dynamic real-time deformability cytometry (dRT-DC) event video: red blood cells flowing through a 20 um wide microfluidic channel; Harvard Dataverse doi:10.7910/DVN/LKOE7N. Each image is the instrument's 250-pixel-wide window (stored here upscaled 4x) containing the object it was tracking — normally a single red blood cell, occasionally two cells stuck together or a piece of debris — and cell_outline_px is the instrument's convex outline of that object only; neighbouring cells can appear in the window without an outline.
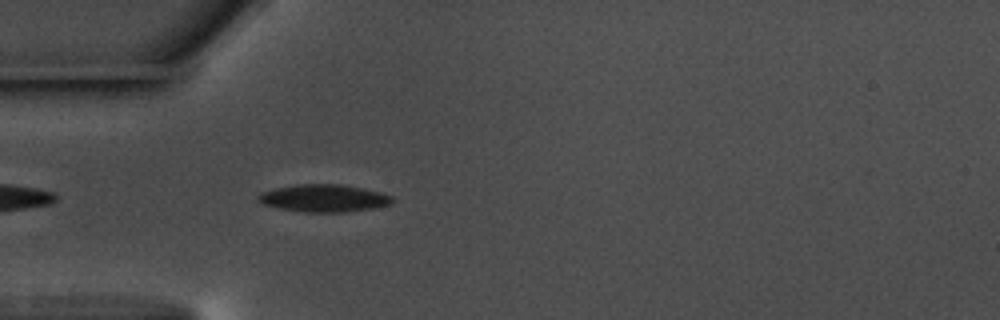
{"species": "common noctule bat (a hibernating species)", "species_latin": "Nyctalus noctula", "temperature_condition": "warm", "stored_images_in_passage": 41, "camera_frame_rate_fps": 3000, "um_per_image_px": 0.085, "animal": {"sex": "male", "body_mass_g": 17.5, "forearm_length_mm": 52.3}, "frame": {"image": 1, "passage_image": 1, "time_ms": 0.0, "image_size_px": [1000, 320], "cell_outline_px": [[396, 200], [392, 204], [372, 208], [344, 212], [308, 212], [280, 208], [264, 204], [256, 200], [256, 196], [260, 192], [276, 188], [296, 184], [340, 184], [380, 192], [392, 196]], "centroid_in_image_um": [27.52, 16.84], "position_along_channel_um": 57.5, "area_um2": 21.39}}
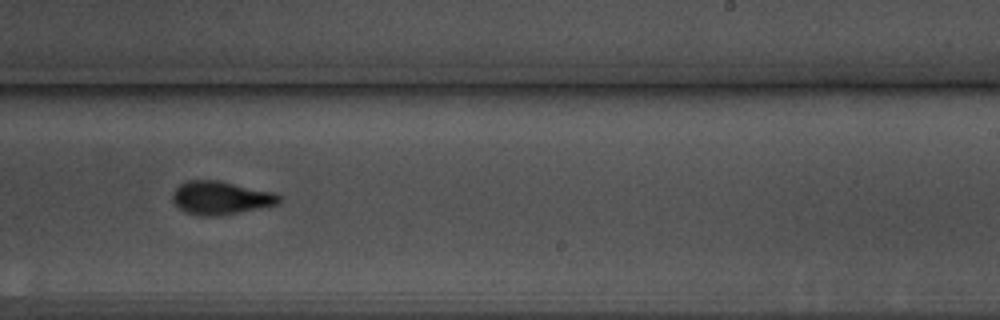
{"frame": {"image": 2, "passage_image": 19, "time_ms": 6.0, "image_size_px": [1000, 320], "cell_outline_px": [[284, 200], [280, 204], [220, 216], [196, 216], [180, 208], [172, 200], [172, 192], [180, 184], [188, 180], [216, 180], [272, 192], [280, 196]], "centroid_in_image_um": [18.77, 16.83], "position_along_channel_um": 270.2, "area_um2": 20.63}}
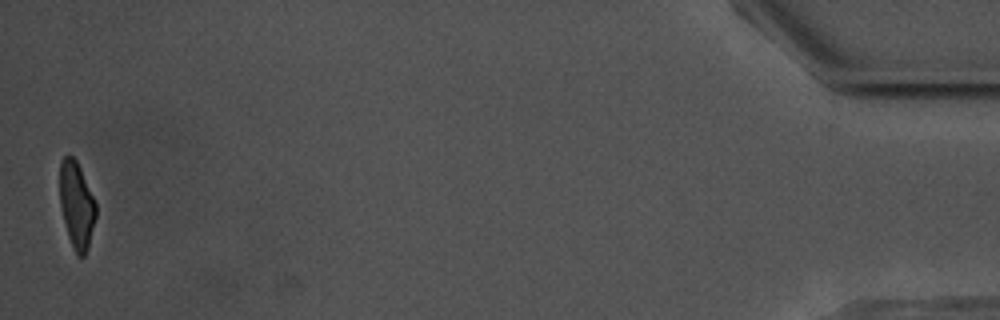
{"frame": {"image": 3, "passage_image": 40, "time_ms": 13.0, "image_size_px": [1000, 320], "cell_outline_px": [[96, 216], [88, 248], [84, 256], [76, 256], [68, 236], [60, 204], [60, 160], [68, 152], [76, 160], [80, 168], [96, 204]], "centroid_in_image_um": [6.5, 17.42], "position_along_channel_um": 428.7, "area_um2": 18.15}, "authors_computed_cell_mechanics": {"area_um2": 20.4034, "velocity_mm_per_s": 3.6294, "shape_relaxation_time_tau1_ms": 3.7248, "shape_relaxation_time_tau2_ms": 1.9975, "deformation_change_tau1": 0.1456, "deformation_change_tau2": 0.0745}}